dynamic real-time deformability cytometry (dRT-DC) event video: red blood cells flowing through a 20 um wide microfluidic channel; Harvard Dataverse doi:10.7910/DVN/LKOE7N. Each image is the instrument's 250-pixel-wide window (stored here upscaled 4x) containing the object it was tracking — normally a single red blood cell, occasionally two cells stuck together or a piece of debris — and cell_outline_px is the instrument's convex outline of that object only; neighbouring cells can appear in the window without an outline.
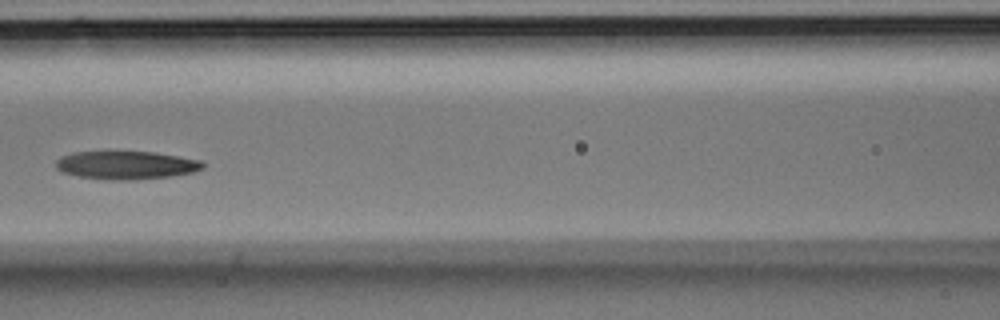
{"species": "Egyptian fruit bat (a non-hibernating species)", "species_latin": "Rousettus aegyptiacus", "temperature_condition": "room temperature", "stored_images_in_passage": 41, "camera_frame_rate_fps": 3000, "um_per_image_px": 0.085, "animal": {"sex": "male"}, "frame": {"image": 1, "passage_image": 18, "time_ms": 5.667, "image_size_px": [1000, 320], "cell_outline_px": [[204, 168], [192, 172], [172, 176], [128, 180], [112, 180], [80, 176], [64, 172], [56, 168], [56, 160], [60, 156], [72, 152], [156, 152], [204, 160]], "centroid_in_image_um": [10.77, 14.03], "position_along_channel_um": 155.8, "area_um2": 24.1}}